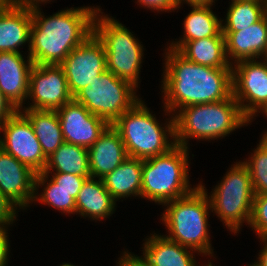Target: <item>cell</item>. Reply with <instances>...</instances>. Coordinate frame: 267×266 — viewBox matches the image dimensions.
Wrapping results in <instances>:
<instances>
[{
  "instance_id": "cell-29",
  "label": "cell",
  "mask_w": 267,
  "mask_h": 266,
  "mask_svg": "<svg viewBox=\"0 0 267 266\" xmlns=\"http://www.w3.org/2000/svg\"><path fill=\"white\" fill-rule=\"evenodd\" d=\"M46 183L42 194L35 193L33 201H40L52 208L61 210L63 213L75 214L76 213V202L75 199L71 197V193L64 191L59 188L52 180ZM38 196H37V195ZM40 195V196H39ZM39 197V198H38Z\"/></svg>"
},
{
  "instance_id": "cell-21",
  "label": "cell",
  "mask_w": 267,
  "mask_h": 266,
  "mask_svg": "<svg viewBox=\"0 0 267 266\" xmlns=\"http://www.w3.org/2000/svg\"><path fill=\"white\" fill-rule=\"evenodd\" d=\"M31 10L10 5L0 10V52L21 53L19 46L30 42Z\"/></svg>"
},
{
  "instance_id": "cell-30",
  "label": "cell",
  "mask_w": 267,
  "mask_h": 266,
  "mask_svg": "<svg viewBox=\"0 0 267 266\" xmlns=\"http://www.w3.org/2000/svg\"><path fill=\"white\" fill-rule=\"evenodd\" d=\"M249 226L259 238H267V193L254 196Z\"/></svg>"
},
{
  "instance_id": "cell-10",
  "label": "cell",
  "mask_w": 267,
  "mask_h": 266,
  "mask_svg": "<svg viewBox=\"0 0 267 266\" xmlns=\"http://www.w3.org/2000/svg\"><path fill=\"white\" fill-rule=\"evenodd\" d=\"M0 148L14 156L18 161L30 167L34 172L44 171L47 158L37 139L29 119L17 110L0 125Z\"/></svg>"
},
{
  "instance_id": "cell-23",
  "label": "cell",
  "mask_w": 267,
  "mask_h": 266,
  "mask_svg": "<svg viewBox=\"0 0 267 266\" xmlns=\"http://www.w3.org/2000/svg\"><path fill=\"white\" fill-rule=\"evenodd\" d=\"M143 160L127 157L114 171L102 178L104 186L112 197L141 196Z\"/></svg>"
},
{
  "instance_id": "cell-44",
  "label": "cell",
  "mask_w": 267,
  "mask_h": 266,
  "mask_svg": "<svg viewBox=\"0 0 267 266\" xmlns=\"http://www.w3.org/2000/svg\"><path fill=\"white\" fill-rule=\"evenodd\" d=\"M249 266H259V265L255 261L252 265L250 264Z\"/></svg>"
},
{
  "instance_id": "cell-24",
  "label": "cell",
  "mask_w": 267,
  "mask_h": 266,
  "mask_svg": "<svg viewBox=\"0 0 267 266\" xmlns=\"http://www.w3.org/2000/svg\"><path fill=\"white\" fill-rule=\"evenodd\" d=\"M192 11L184 19V35L179 41H173L171 49L179 50L187 41L198 40L206 37L224 36L222 22L211 10V6L192 5Z\"/></svg>"
},
{
  "instance_id": "cell-14",
  "label": "cell",
  "mask_w": 267,
  "mask_h": 266,
  "mask_svg": "<svg viewBox=\"0 0 267 266\" xmlns=\"http://www.w3.org/2000/svg\"><path fill=\"white\" fill-rule=\"evenodd\" d=\"M57 114L64 142L89 149L110 125L72 99L58 108Z\"/></svg>"
},
{
  "instance_id": "cell-9",
  "label": "cell",
  "mask_w": 267,
  "mask_h": 266,
  "mask_svg": "<svg viewBox=\"0 0 267 266\" xmlns=\"http://www.w3.org/2000/svg\"><path fill=\"white\" fill-rule=\"evenodd\" d=\"M135 88L132 83L106 70L92 84L78 91L73 99L112 125L140 100Z\"/></svg>"
},
{
  "instance_id": "cell-35",
  "label": "cell",
  "mask_w": 267,
  "mask_h": 266,
  "mask_svg": "<svg viewBox=\"0 0 267 266\" xmlns=\"http://www.w3.org/2000/svg\"><path fill=\"white\" fill-rule=\"evenodd\" d=\"M16 111L17 109L8 101L0 90V125Z\"/></svg>"
},
{
  "instance_id": "cell-36",
  "label": "cell",
  "mask_w": 267,
  "mask_h": 266,
  "mask_svg": "<svg viewBox=\"0 0 267 266\" xmlns=\"http://www.w3.org/2000/svg\"><path fill=\"white\" fill-rule=\"evenodd\" d=\"M49 0H11L12 5L27 9L39 8L41 3H46ZM51 1V0H50Z\"/></svg>"
},
{
  "instance_id": "cell-41",
  "label": "cell",
  "mask_w": 267,
  "mask_h": 266,
  "mask_svg": "<svg viewBox=\"0 0 267 266\" xmlns=\"http://www.w3.org/2000/svg\"><path fill=\"white\" fill-rule=\"evenodd\" d=\"M260 112L264 113L266 115V117H267V105L261 111H259V113ZM262 138L267 139V132H264V134L262 135Z\"/></svg>"
},
{
  "instance_id": "cell-38",
  "label": "cell",
  "mask_w": 267,
  "mask_h": 266,
  "mask_svg": "<svg viewBox=\"0 0 267 266\" xmlns=\"http://www.w3.org/2000/svg\"><path fill=\"white\" fill-rule=\"evenodd\" d=\"M260 241H262L264 244V247L262 250H260L261 254L259 253V257L257 258V264L259 266H267V238H260Z\"/></svg>"
},
{
  "instance_id": "cell-12",
  "label": "cell",
  "mask_w": 267,
  "mask_h": 266,
  "mask_svg": "<svg viewBox=\"0 0 267 266\" xmlns=\"http://www.w3.org/2000/svg\"><path fill=\"white\" fill-rule=\"evenodd\" d=\"M63 68L69 92L74 96L82 88L92 84L107 70L103 43L93 33L60 64Z\"/></svg>"
},
{
  "instance_id": "cell-8",
  "label": "cell",
  "mask_w": 267,
  "mask_h": 266,
  "mask_svg": "<svg viewBox=\"0 0 267 266\" xmlns=\"http://www.w3.org/2000/svg\"><path fill=\"white\" fill-rule=\"evenodd\" d=\"M232 166L208 198L211 212L235 234L244 222L250 223L255 193L247 167L242 162Z\"/></svg>"
},
{
  "instance_id": "cell-17",
  "label": "cell",
  "mask_w": 267,
  "mask_h": 266,
  "mask_svg": "<svg viewBox=\"0 0 267 266\" xmlns=\"http://www.w3.org/2000/svg\"><path fill=\"white\" fill-rule=\"evenodd\" d=\"M222 33L225 37L226 56L231 65L242 60L258 59L267 44V14L249 27Z\"/></svg>"
},
{
  "instance_id": "cell-32",
  "label": "cell",
  "mask_w": 267,
  "mask_h": 266,
  "mask_svg": "<svg viewBox=\"0 0 267 266\" xmlns=\"http://www.w3.org/2000/svg\"><path fill=\"white\" fill-rule=\"evenodd\" d=\"M17 207L0 191V228H8L16 220Z\"/></svg>"
},
{
  "instance_id": "cell-18",
  "label": "cell",
  "mask_w": 267,
  "mask_h": 266,
  "mask_svg": "<svg viewBox=\"0 0 267 266\" xmlns=\"http://www.w3.org/2000/svg\"><path fill=\"white\" fill-rule=\"evenodd\" d=\"M88 152L91 177L99 179L114 171L128 157L122 138L112 125L105 129Z\"/></svg>"
},
{
  "instance_id": "cell-19",
  "label": "cell",
  "mask_w": 267,
  "mask_h": 266,
  "mask_svg": "<svg viewBox=\"0 0 267 266\" xmlns=\"http://www.w3.org/2000/svg\"><path fill=\"white\" fill-rule=\"evenodd\" d=\"M143 245L144 256L133 255L142 266H199L192 253L194 250L189 251L190 248L168 239L166 235L154 233ZM207 264L205 266H210L211 262Z\"/></svg>"
},
{
  "instance_id": "cell-31",
  "label": "cell",
  "mask_w": 267,
  "mask_h": 266,
  "mask_svg": "<svg viewBox=\"0 0 267 266\" xmlns=\"http://www.w3.org/2000/svg\"><path fill=\"white\" fill-rule=\"evenodd\" d=\"M90 177H81L75 174L53 173L51 180L64 191L70 192L71 197L76 199L83 183Z\"/></svg>"
},
{
  "instance_id": "cell-40",
  "label": "cell",
  "mask_w": 267,
  "mask_h": 266,
  "mask_svg": "<svg viewBox=\"0 0 267 266\" xmlns=\"http://www.w3.org/2000/svg\"><path fill=\"white\" fill-rule=\"evenodd\" d=\"M12 5L11 0H0V10Z\"/></svg>"
},
{
  "instance_id": "cell-2",
  "label": "cell",
  "mask_w": 267,
  "mask_h": 266,
  "mask_svg": "<svg viewBox=\"0 0 267 266\" xmlns=\"http://www.w3.org/2000/svg\"><path fill=\"white\" fill-rule=\"evenodd\" d=\"M99 9L71 7L46 18L40 8L32 9L28 55L33 63L60 65L73 49L93 34V20Z\"/></svg>"
},
{
  "instance_id": "cell-22",
  "label": "cell",
  "mask_w": 267,
  "mask_h": 266,
  "mask_svg": "<svg viewBox=\"0 0 267 266\" xmlns=\"http://www.w3.org/2000/svg\"><path fill=\"white\" fill-rule=\"evenodd\" d=\"M76 213L93 220H103L115 211L116 200L104 186L102 179L87 178L76 199Z\"/></svg>"
},
{
  "instance_id": "cell-39",
  "label": "cell",
  "mask_w": 267,
  "mask_h": 266,
  "mask_svg": "<svg viewBox=\"0 0 267 266\" xmlns=\"http://www.w3.org/2000/svg\"><path fill=\"white\" fill-rule=\"evenodd\" d=\"M182 1H186V4L192 6V5H198V6H212L213 2L215 3L216 0H177L178 8H180Z\"/></svg>"
},
{
  "instance_id": "cell-33",
  "label": "cell",
  "mask_w": 267,
  "mask_h": 266,
  "mask_svg": "<svg viewBox=\"0 0 267 266\" xmlns=\"http://www.w3.org/2000/svg\"><path fill=\"white\" fill-rule=\"evenodd\" d=\"M139 4L155 11H171L178 8L177 0H137Z\"/></svg>"
},
{
  "instance_id": "cell-28",
  "label": "cell",
  "mask_w": 267,
  "mask_h": 266,
  "mask_svg": "<svg viewBox=\"0 0 267 266\" xmlns=\"http://www.w3.org/2000/svg\"><path fill=\"white\" fill-rule=\"evenodd\" d=\"M242 163L250 173L255 195L267 193V139L261 138L251 157Z\"/></svg>"
},
{
  "instance_id": "cell-7",
  "label": "cell",
  "mask_w": 267,
  "mask_h": 266,
  "mask_svg": "<svg viewBox=\"0 0 267 266\" xmlns=\"http://www.w3.org/2000/svg\"><path fill=\"white\" fill-rule=\"evenodd\" d=\"M100 13L101 9L95 14L93 33L104 45L107 70L137 88L143 46L122 23Z\"/></svg>"
},
{
  "instance_id": "cell-11",
  "label": "cell",
  "mask_w": 267,
  "mask_h": 266,
  "mask_svg": "<svg viewBox=\"0 0 267 266\" xmlns=\"http://www.w3.org/2000/svg\"><path fill=\"white\" fill-rule=\"evenodd\" d=\"M235 64L232 65L233 97L251 122L267 105V62L251 59Z\"/></svg>"
},
{
  "instance_id": "cell-4",
  "label": "cell",
  "mask_w": 267,
  "mask_h": 266,
  "mask_svg": "<svg viewBox=\"0 0 267 266\" xmlns=\"http://www.w3.org/2000/svg\"><path fill=\"white\" fill-rule=\"evenodd\" d=\"M162 221L167 226L166 237L180 245L213 256L208 218L211 210L206 188L200 183L188 195L166 202Z\"/></svg>"
},
{
  "instance_id": "cell-1",
  "label": "cell",
  "mask_w": 267,
  "mask_h": 266,
  "mask_svg": "<svg viewBox=\"0 0 267 266\" xmlns=\"http://www.w3.org/2000/svg\"><path fill=\"white\" fill-rule=\"evenodd\" d=\"M165 60L161 88L163 108L169 115L186 106L222 101L233 95L232 68L199 65L171 48H167Z\"/></svg>"
},
{
  "instance_id": "cell-15",
  "label": "cell",
  "mask_w": 267,
  "mask_h": 266,
  "mask_svg": "<svg viewBox=\"0 0 267 266\" xmlns=\"http://www.w3.org/2000/svg\"><path fill=\"white\" fill-rule=\"evenodd\" d=\"M36 174L0 148V191L17 208L24 210L33 202Z\"/></svg>"
},
{
  "instance_id": "cell-5",
  "label": "cell",
  "mask_w": 267,
  "mask_h": 266,
  "mask_svg": "<svg viewBox=\"0 0 267 266\" xmlns=\"http://www.w3.org/2000/svg\"><path fill=\"white\" fill-rule=\"evenodd\" d=\"M167 120L170 121L165 124V127H161L162 125L158 123L156 117L140 99L131 109L125 111L112 126L120 134L128 157L146 160L165 154L176 146L174 116Z\"/></svg>"
},
{
  "instance_id": "cell-3",
  "label": "cell",
  "mask_w": 267,
  "mask_h": 266,
  "mask_svg": "<svg viewBox=\"0 0 267 266\" xmlns=\"http://www.w3.org/2000/svg\"><path fill=\"white\" fill-rule=\"evenodd\" d=\"M174 120L176 145L185 148L190 138H223L250 123L233 95L222 101L186 106L177 111Z\"/></svg>"
},
{
  "instance_id": "cell-34",
  "label": "cell",
  "mask_w": 267,
  "mask_h": 266,
  "mask_svg": "<svg viewBox=\"0 0 267 266\" xmlns=\"http://www.w3.org/2000/svg\"><path fill=\"white\" fill-rule=\"evenodd\" d=\"M8 228H0V266H7L9 254Z\"/></svg>"
},
{
  "instance_id": "cell-42",
  "label": "cell",
  "mask_w": 267,
  "mask_h": 266,
  "mask_svg": "<svg viewBox=\"0 0 267 266\" xmlns=\"http://www.w3.org/2000/svg\"><path fill=\"white\" fill-rule=\"evenodd\" d=\"M263 56H264V57H263ZM261 57L264 59L265 62H267V44H266L265 51H264V53L262 54Z\"/></svg>"
},
{
  "instance_id": "cell-16",
  "label": "cell",
  "mask_w": 267,
  "mask_h": 266,
  "mask_svg": "<svg viewBox=\"0 0 267 266\" xmlns=\"http://www.w3.org/2000/svg\"><path fill=\"white\" fill-rule=\"evenodd\" d=\"M34 63L21 53L0 52V90L8 101L20 110L28 98L29 76Z\"/></svg>"
},
{
  "instance_id": "cell-26",
  "label": "cell",
  "mask_w": 267,
  "mask_h": 266,
  "mask_svg": "<svg viewBox=\"0 0 267 266\" xmlns=\"http://www.w3.org/2000/svg\"><path fill=\"white\" fill-rule=\"evenodd\" d=\"M20 111L29 119L46 158L63 143V135L56 110L23 109Z\"/></svg>"
},
{
  "instance_id": "cell-13",
  "label": "cell",
  "mask_w": 267,
  "mask_h": 266,
  "mask_svg": "<svg viewBox=\"0 0 267 266\" xmlns=\"http://www.w3.org/2000/svg\"><path fill=\"white\" fill-rule=\"evenodd\" d=\"M28 99L32 103L24 109L57 110L70 102L67 79L60 65L34 64L29 76Z\"/></svg>"
},
{
  "instance_id": "cell-20",
  "label": "cell",
  "mask_w": 267,
  "mask_h": 266,
  "mask_svg": "<svg viewBox=\"0 0 267 266\" xmlns=\"http://www.w3.org/2000/svg\"><path fill=\"white\" fill-rule=\"evenodd\" d=\"M53 169V170H52ZM55 173L75 174L81 177H91L89 169V152L87 148L64 142L51 156L47 158L45 169L35 177V190L48 182V176ZM38 187V188H37Z\"/></svg>"
},
{
  "instance_id": "cell-37",
  "label": "cell",
  "mask_w": 267,
  "mask_h": 266,
  "mask_svg": "<svg viewBox=\"0 0 267 266\" xmlns=\"http://www.w3.org/2000/svg\"><path fill=\"white\" fill-rule=\"evenodd\" d=\"M123 256L119 259L117 263L118 266H142L131 254V252L124 251Z\"/></svg>"
},
{
  "instance_id": "cell-25",
  "label": "cell",
  "mask_w": 267,
  "mask_h": 266,
  "mask_svg": "<svg viewBox=\"0 0 267 266\" xmlns=\"http://www.w3.org/2000/svg\"><path fill=\"white\" fill-rule=\"evenodd\" d=\"M178 52L187 60L214 68H232L226 56L224 36L187 41Z\"/></svg>"
},
{
  "instance_id": "cell-27",
  "label": "cell",
  "mask_w": 267,
  "mask_h": 266,
  "mask_svg": "<svg viewBox=\"0 0 267 266\" xmlns=\"http://www.w3.org/2000/svg\"><path fill=\"white\" fill-rule=\"evenodd\" d=\"M222 32H236L260 21L267 14V0H239L229 5Z\"/></svg>"
},
{
  "instance_id": "cell-43",
  "label": "cell",
  "mask_w": 267,
  "mask_h": 266,
  "mask_svg": "<svg viewBox=\"0 0 267 266\" xmlns=\"http://www.w3.org/2000/svg\"><path fill=\"white\" fill-rule=\"evenodd\" d=\"M60 266H75V265H73V264H71V263H63V264L60 265Z\"/></svg>"
},
{
  "instance_id": "cell-6",
  "label": "cell",
  "mask_w": 267,
  "mask_h": 266,
  "mask_svg": "<svg viewBox=\"0 0 267 266\" xmlns=\"http://www.w3.org/2000/svg\"><path fill=\"white\" fill-rule=\"evenodd\" d=\"M188 149L176 145L165 154L143 160L141 198L163 205L195 189L188 180Z\"/></svg>"
}]
</instances>
